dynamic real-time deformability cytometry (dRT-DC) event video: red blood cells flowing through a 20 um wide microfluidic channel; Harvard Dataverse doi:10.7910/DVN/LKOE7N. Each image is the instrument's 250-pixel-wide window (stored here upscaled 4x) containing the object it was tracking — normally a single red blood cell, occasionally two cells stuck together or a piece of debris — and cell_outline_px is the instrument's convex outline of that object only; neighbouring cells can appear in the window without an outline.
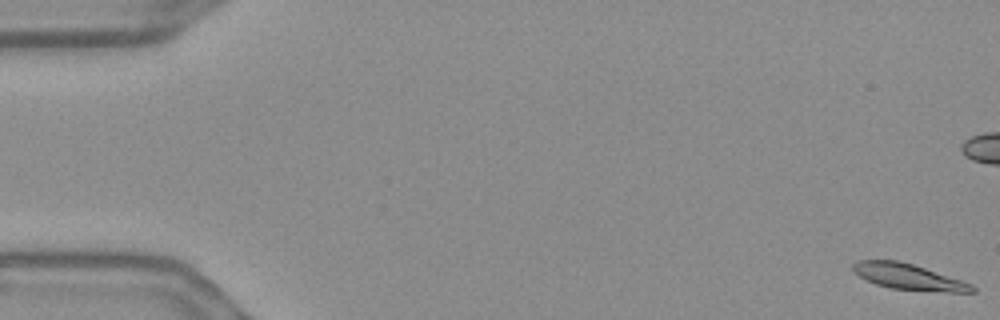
{"species": "Egyptian fruit bat (a non-hibernating species)", "species_latin": "Rousettus aegyptiacus", "temperature_condition": "warm", "stored_images_in_passage": 57, "camera_frame_rate_fps": 3000, "um_per_image_px": 0.085, "frame": {"image": 1, "passage_image": 1, "time_ms": 0.0, "image_size_px": [1000, 320], "cell_outline_px": [[976, 292], [948, 292], [892, 288], [876, 284], [852, 272], [852, 264], [860, 260], [900, 260], [972, 284], [976, 288]], "centroid_in_image_um": [77.2, 23.52], "position_along_channel_um": 7.8, "area_um2": 17.63}, "authors_computed_cell_mechanics": {"area_um2": 18.7272, "velocity_mm_per_s": 3.6241, "shape_relaxation_time_tau1_ms": 2.5128, "shape_relaxation_time_tau2_ms": 2.1865, "deformation_change_tau1": 0.1695, "deformation_change_tau2": 0.0843}}